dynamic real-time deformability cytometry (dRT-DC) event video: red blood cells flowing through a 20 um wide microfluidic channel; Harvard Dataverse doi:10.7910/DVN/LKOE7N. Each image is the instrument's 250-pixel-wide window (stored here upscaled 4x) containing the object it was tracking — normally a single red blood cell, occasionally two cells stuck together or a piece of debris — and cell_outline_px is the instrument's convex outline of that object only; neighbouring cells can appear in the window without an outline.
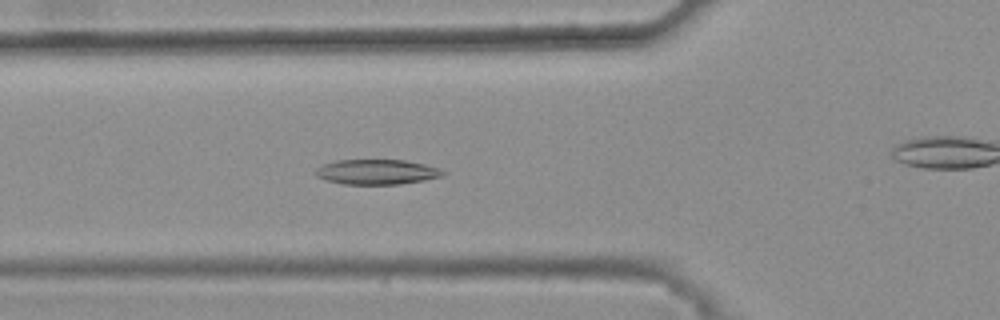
{"species": "common noctule bat (a hibernating species)", "species_latin": "Nyctalus noctula", "temperature_condition": "warm", "stored_images_in_passage": 35, "camera_frame_rate_fps": 3000, "um_per_image_px": 0.085, "animal": {"sex": "female", "body_mass_g": 25.1}, "frame": {"image": 1, "passage_image": 8, "time_ms": 2.333, "image_size_px": [1000, 320], "cell_outline_px": [[444, 176], [424, 180], [400, 184], [344, 184], [328, 180], [316, 176], [316, 168], [324, 164], [336, 160], [404, 160], [424, 164], [440, 168], [444, 172]], "centroid_in_image_um": [32.05, 14.61], "position_along_channel_um": 93.8, "area_um2": 18.44}}
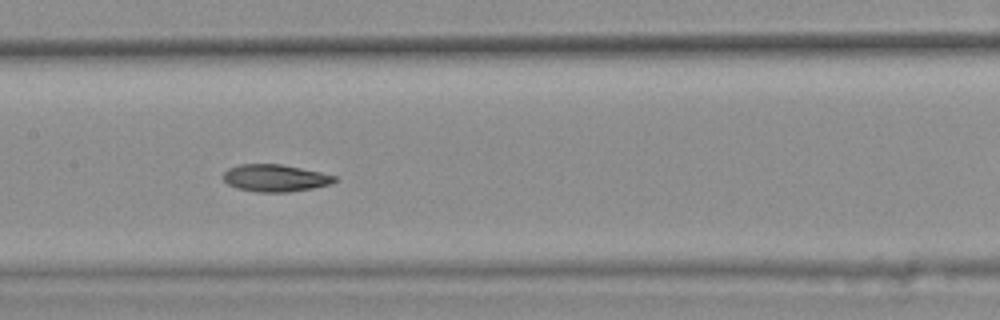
{"frame": {"image": 2, "passage_image": 15, "time_ms": 4.667, "image_size_px": [1000, 320], "cell_outline_px": [[336, 180], [332, 184], [312, 188], [288, 192], [256, 192], [236, 188], [228, 184], [224, 180], [224, 172], [228, 168], [240, 164], [280, 164], [320, 172], [336, 176]], "centroid_in_image_um": [23.38, 15.14], "position_along_channel_um": 184.0, "area_um2": 17.57}}
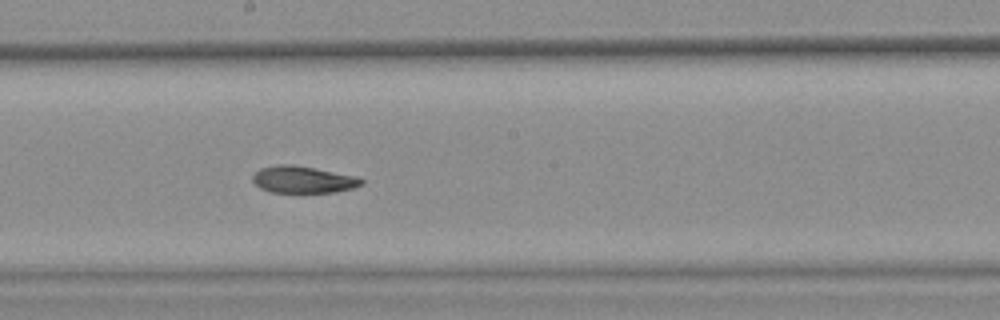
{"frame": {"image": 3, "passage_image": 18, "time_ms": 5.667, "image_size_px": [1000, 320], "cell_outline_px": [[364, 184], [352, 188], [336, 192], [272, 192], [260, 188], [252, 180], [252, 176], [260, 168], [276, 164], [292, 164], [352, 176], [364, 180]], "centroid_in_image_um": [25.71, 15.26], "position_along_channel_um": 222.5, "area_um2": 16.76}, "authors_computed_cell_mechanics": {"area_um2": 17.6868, "velocity_mm_per_s": 3.8585, "shape_relaxation_time_tau1_ms": null, "shape_relaxation_time_tau2_ms": 2.8029, "deformation_change_tau1": null, "deformation_change_tau2": 0.0765}}